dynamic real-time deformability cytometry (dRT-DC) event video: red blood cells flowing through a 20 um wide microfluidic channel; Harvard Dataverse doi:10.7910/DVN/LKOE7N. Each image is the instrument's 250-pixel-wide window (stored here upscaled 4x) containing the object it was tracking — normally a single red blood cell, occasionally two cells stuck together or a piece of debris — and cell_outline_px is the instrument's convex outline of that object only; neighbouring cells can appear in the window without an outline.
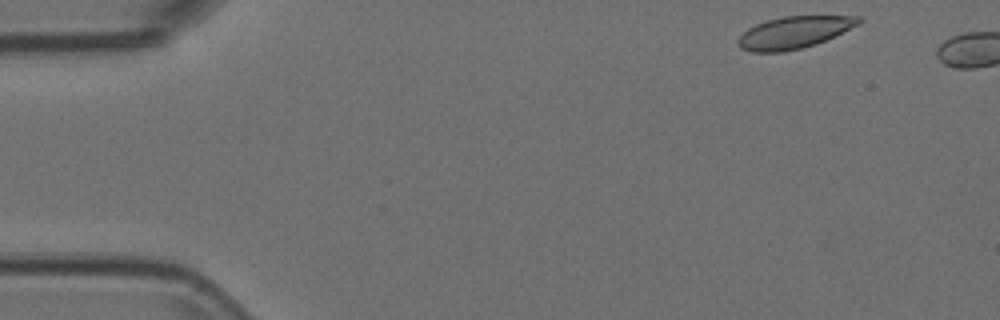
{"species": "Egyptian fruit bat (a non-hibernating species)", "species_latin": "Rousettus aegyptiacus", "temperature_condition": "room temperature", "stored_images_in_passage": 4, "camera_frame_rate_fps": 3000, "um_per_image_px": 0.085, "animal": {"sex": "female"}, "frame": {"image": 1, "passage_image": 1, "time_ms": 0.0, "image_size_px": [1000, 320], "cell_outline_px": [[864, 20], [860, 24], [816, 44], [784, 52], [752, 52], [740, 48], [736, 44], [736, 40], [748, 28], [756, 24], [768, 20], [784, 16], [860, 16]], "centroid_in_image_um": [67.48, 2.76], "position_along_channel_um": 17.5, "area_um2": 22.48}}